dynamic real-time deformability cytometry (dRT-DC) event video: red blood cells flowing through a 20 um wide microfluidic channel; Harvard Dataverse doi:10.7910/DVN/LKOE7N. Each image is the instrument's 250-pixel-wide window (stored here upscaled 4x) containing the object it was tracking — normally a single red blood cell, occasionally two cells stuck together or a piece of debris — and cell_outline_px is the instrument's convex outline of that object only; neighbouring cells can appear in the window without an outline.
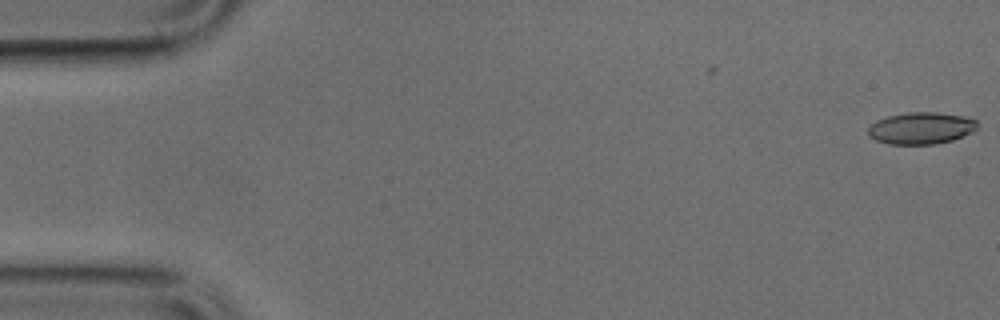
{"species": "common noctule bat (a hibernating species)", "species_latin": "Nyctalus noctula", "temperature_condition": "cold", "stored_images_in_passage": 9, "camera_frame_rate_fps": 3000, "um_per_image_px": 0.085, "animal": {"sex": "male", "body_mass_g": 17.9, "forearm_length_mm": 54.2}, "frame": {"image": 1, "passage_image": 1, "time_ms": 0.0, "image_size_px": [1000, 320], "cell_outline_px": [[976, 128], [972, 132], [952, 140], [936, 144], [888, 144], [876, 140], [868, 136], [868, 128], [876, 120], [888, 116], [908, 112], [936, 112], [964, 116], [976, 120]], "centroid_in_image_um": [78.27, 10.89], "position_along_channel_um": 6.7, "area_um2": 20.23}}